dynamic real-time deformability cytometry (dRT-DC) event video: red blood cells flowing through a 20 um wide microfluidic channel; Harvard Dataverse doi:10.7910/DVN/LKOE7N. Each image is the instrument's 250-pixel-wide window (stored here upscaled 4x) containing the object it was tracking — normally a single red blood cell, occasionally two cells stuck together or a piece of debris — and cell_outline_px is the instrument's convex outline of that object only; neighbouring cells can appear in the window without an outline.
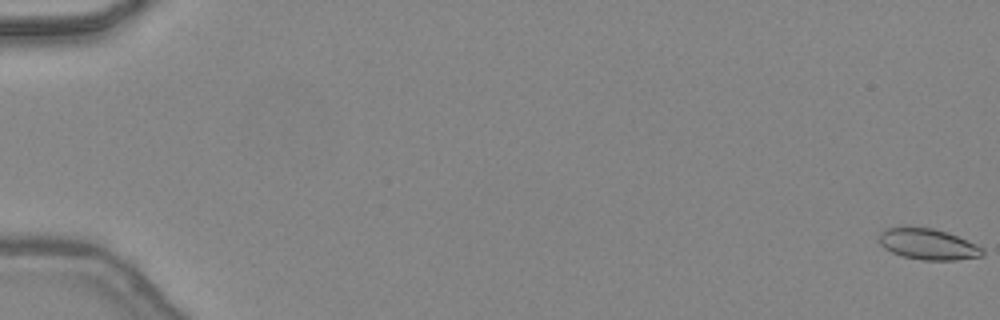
{"species": "common noctule bat (a hibernating species)", "species_latin": "Nyctalus noctula", "temperature_condition": "warm", "stored_images_in_passage": 48, "camera_frame_rate_fps": 3000, "um_per_image_px": 0.085, "animal": {"sex": "female", "body_mass_g": 24.6, "forearm_length_mm": 56.2}, "frame": {"image": 1, "passage_image": 1, "time_ms": 0.0, "image_size_px": [1000, 320], "cell_outline_px": [[984, 256], [956, 260], [924, 260], [900, 256], [884, 248], [880, 244], [880, 232], [884, 228], [932, 228], [948, 232], [976, 244], [984, 248]], "centroid_in_image_um": [78.92, 20.77], "position_along_channel_um": 6.1, "area_um2": 18.61}}
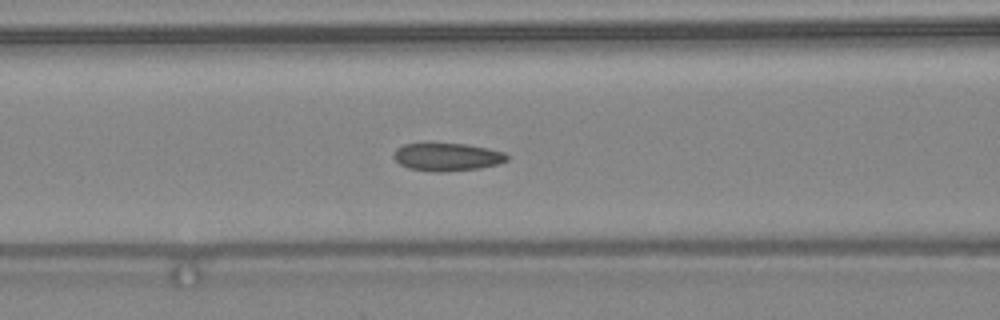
{"frame": {"image": 2, "passage_image": 22, "time_ms": 7.0, "image_size_px": [1000, 320], "cell_outline_px": [[508, 160], [500, 164], [480, 168], [444, 172], [436, 172], [408, 168], [400, 164], [392, 156], [396, 148], [404, 144], [464, 144], [488, 148], [504, 152], [508, 156]], "centroid_in_image_um": [38.02, 13.35], "position_along_channel_um": 128.6, "area_um2": 18.38}}
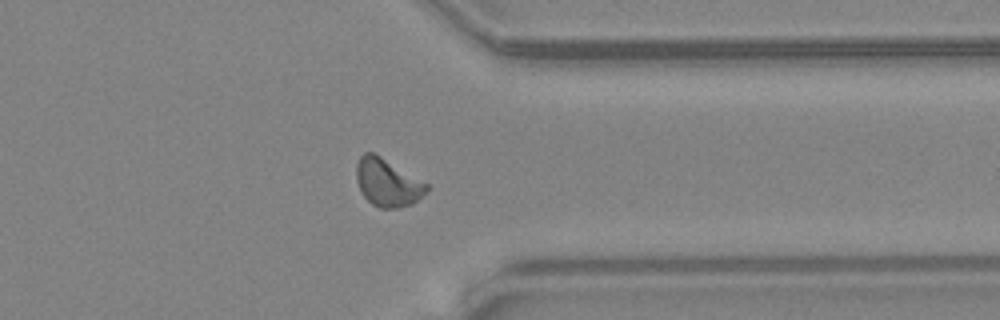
{"frame": {"image": 3, "passage_image": 39, "time_ms": 12.667, "image_size_px": [1000, 320], "cell_outline_px": [[428, 188], [424, 196], [412, 204], [400, 208], [380, 208], [372, 204], [364, 196], [356, 180], [356, 164], [360, 156], [364, 152], [372, 152], [380, 156], [428, 184]], "centroid_in_image_um": [32.93, 15.53], "position_along_channel_um": 378.5, "area_um2": 19.42}, "authors_computed_cell_mechanics": {"area_um2": 18.5827, "velocity_mm_per_s": 4.4699, "shape_relaxation_time_tau1_ms": null, "shape_relaxation_time_tau2_ms": 1.6669, "deformation_change_tau1": null, "deformation_change_tau2": 0.0632}}